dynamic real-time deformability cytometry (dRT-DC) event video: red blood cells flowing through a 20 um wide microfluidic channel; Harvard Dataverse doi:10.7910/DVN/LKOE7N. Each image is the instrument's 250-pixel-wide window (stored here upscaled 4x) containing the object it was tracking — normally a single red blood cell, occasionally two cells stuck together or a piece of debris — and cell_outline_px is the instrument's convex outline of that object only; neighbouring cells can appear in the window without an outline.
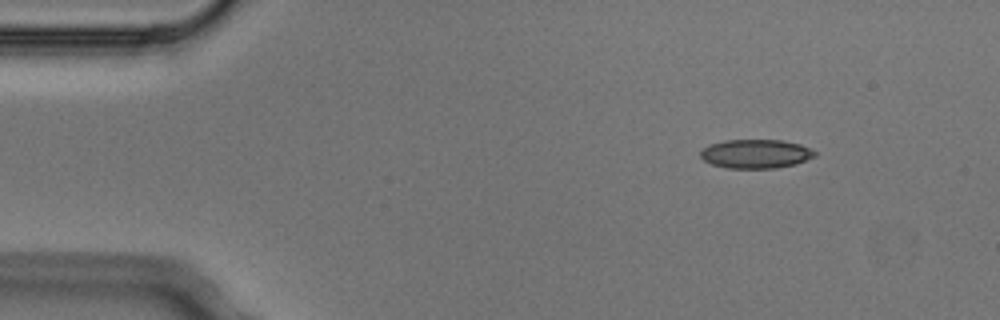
{"species": "Egyptian fruit bat (a non-hibernating species)", "species_latin": "Rousettus aegyptiacus", "temperature_condition": "cold", "stored_images_in_passage": 5, "camera_frame_rate_fps": 3000, "um_per_image_px": 0.085, "animal": {"sex": "male"}, "frame": {"image": 1, "passage_image": 2, "time_ms": 0.333, "image_size_px": [1000, 320], "cell_outline_px": [[816, 156], [796, 164], [776, 168], [728, 168], [712, 164], [704, 160], [700, 156], [700, 152], [708, 144], [724, 140], [780, 140], [800, 144], [816, 152]], "centroid_in_image_um": [64.23, 13.07], "position_along_channel_um": 20.8, "area_um2": 19.25}}